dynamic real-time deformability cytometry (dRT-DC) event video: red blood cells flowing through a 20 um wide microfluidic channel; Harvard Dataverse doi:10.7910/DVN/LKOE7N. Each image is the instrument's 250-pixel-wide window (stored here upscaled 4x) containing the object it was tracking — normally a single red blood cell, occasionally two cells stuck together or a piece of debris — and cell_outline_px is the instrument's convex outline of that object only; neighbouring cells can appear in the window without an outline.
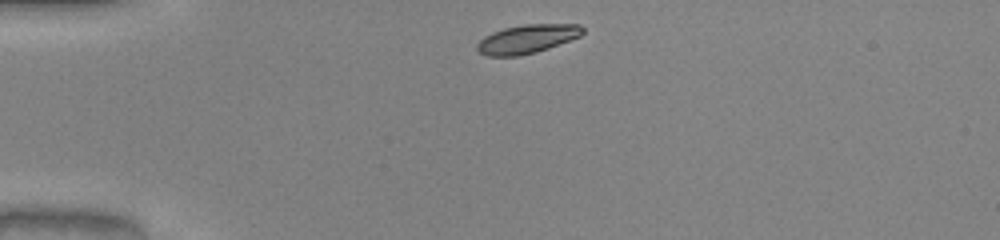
{"species": "common noctule bat (a hibernating species)", "species_latin": "Nyctalus noctula", "temperature_condition": "warm", "stored_images_in_passage": 33, "camera_frame_rate_fps": 3000, "um_per_image_px": 0.085, "animal": {"sex": "male", "body_mass_g": 20.0, "forearm_length_mm": 53.3}, "frame": {"image": 1, "passage_image": 1, "time_ms": 0.0, "image_size_px": [1000, 240], "cell_outline_px": [[584, 32], [580, 36], [548, 48], [536, 52], [516, 56], [488, 56], [480, 52], [476, 48], [476, 44], [484, 36], [492, 32], [504, 28], [524, 24], [580, 24], [584, 28]], "centroid_in_image_um": [44.8, 3.3], "position_along_channel_um": 40.2, "area_um2": 17.63}}
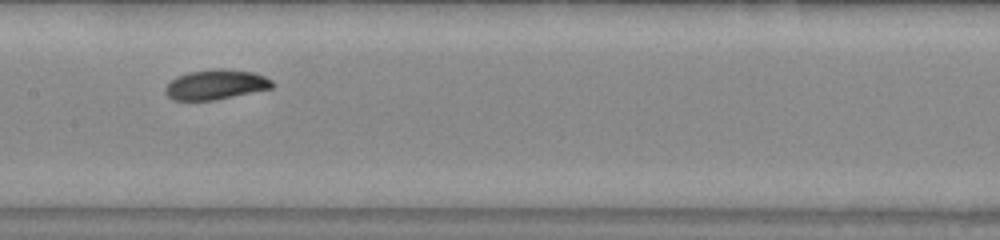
{"frame": {"image": 2, "passage_image": 15, "time_ms": 4.667, "image_size_px": [1000, 240], "cell_outline_px": [[276, 84], [272, 88], [216, 100], [172, 100], [164, 92], [164, 88], [176, 76], [188, 72], [252, 72], [264, 76], [272, 80]], "centroid_in_image_um": [18.32, 7.25], "position_along_channel_um": 189.1, "area_um2": 17.74}}
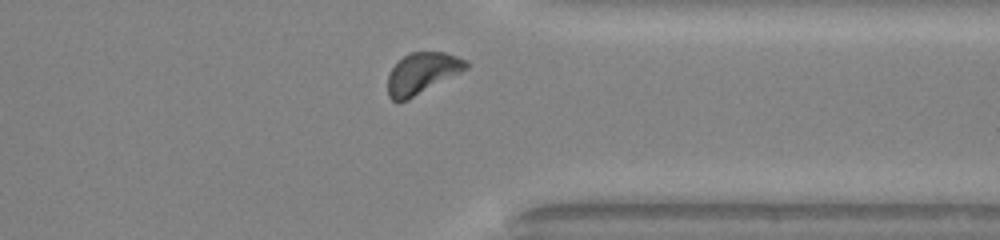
{"frame": {"image": 3, "passage_image": 29, "time_ms": 9.333, "image_size_px": [1000, 240], "cell_outline_px": [[468, 68], [408, 100], [392, 100], [388, 96], [388, 76], [392, 68], [404, 56], [412, 52], [444, 52], [468, 60]], "centroid_in_image_um": [35.89, 6.22], "position_along_channel_um": 375.5, "area_um2": 18.5}, "authors_computed_cell_mechanics": {"area_um2": 18.0914, "velocity_mm_per_s": 4.0419, "shape_relaxation_time_tau1_ms": 2.1286, "shape_relaxation_time_tau2_ms": null, "deformation_change_tau1": 0.1193, "deformation_change_tau2": null}}